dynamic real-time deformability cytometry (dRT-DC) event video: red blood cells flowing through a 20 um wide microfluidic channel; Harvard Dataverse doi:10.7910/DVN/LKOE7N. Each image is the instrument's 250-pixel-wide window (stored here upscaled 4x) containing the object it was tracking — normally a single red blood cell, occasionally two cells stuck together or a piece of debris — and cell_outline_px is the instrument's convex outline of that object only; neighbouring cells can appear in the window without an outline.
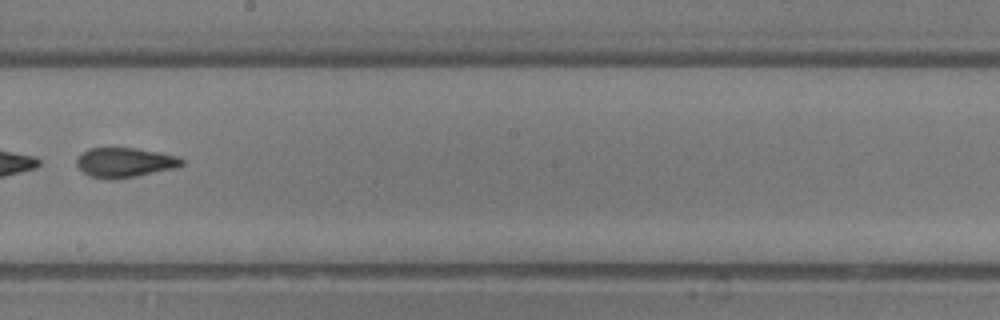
{"species": "common noctule bat (a hibernating species)", "species_latin": "Nyctalus noctula", "temperature_condition": "room temperature", "stored_images_in_passage": 42, "segment_of_instrument_passage": [2, 2], "camera_frame_rate_fps": 3000, "um_per_image_px": 0.085, "animal": {"sex": "male", "body_mass_g": 13.3}, "frame": {"image": 1, "passage_image": 24, "time_ms": 7.667, "image_size_px": [1000, 320], "cell_outline_px": [[184, 164], [176, 168], [136, 176], [88, 176], [76, 164], [76, 160], [88, 148], [136, 148], [160, 152], [176, 156], [184, 160]], "centroid_in_image_um": [10.67, 13.76], "position_along_channel_um": 237.5, "area_um2": 17.46}}
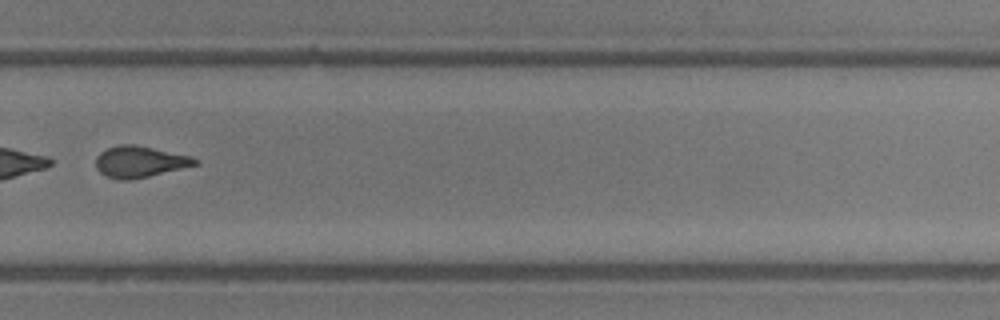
{"frame": {"image": 2, "passage_image": 29, "time_ms": 9.333, "image_size_px": [1000, 320], "cell_outline_px": [[200, 164], [132, 180], [120, 180], [108, 176], [100, 172], [96, 168], [96, 156], [100, 152], [108, 148], [120, 144], [136, 144], [188, 156], [200, 160]], "centroid_in_image_um": [11.87, 13.75], "position_along_channel_um": 317.9, "area_um2": 18.03}}